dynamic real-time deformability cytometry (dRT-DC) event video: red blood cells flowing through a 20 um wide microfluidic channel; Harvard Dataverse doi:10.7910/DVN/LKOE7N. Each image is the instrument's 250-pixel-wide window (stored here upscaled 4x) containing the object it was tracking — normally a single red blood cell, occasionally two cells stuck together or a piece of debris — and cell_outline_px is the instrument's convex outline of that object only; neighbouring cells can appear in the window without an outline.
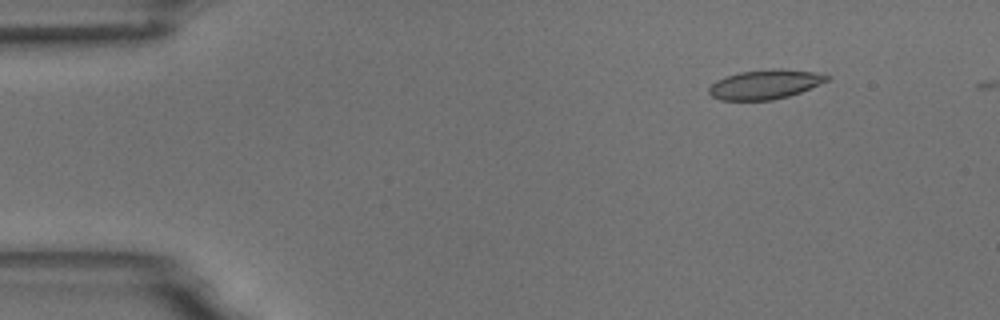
{"species": "common noctule bat (a hibernating species)", "species_latin": "Nyctalus noctula", "temperature_condition": "room temperature", "stored_images_in_passage": 3, "camera_frame_rate_fps": 3000, "um_per_image_px": 0.085, "animal": {"sex": "male", "body_mass_g": 18.8}, "frame": {"image": 1, "passage_image": 2, "time_ms": 1.333, "image_size_px": [1000, 320], "cell_outline_px": [[832, 76], [828, 80], [800, 92], [788, 96], [772, 100], [720, 100], [712, 96], [708, 92], [708, 88], [716, 80], [724, 76], [740, 72], [772, 68], [780, 68], [816, 72]], "centroid_in_image_um": [65.01, 7.16], "position_along_channel_um": 20.0, "area_um2": 20.29}}